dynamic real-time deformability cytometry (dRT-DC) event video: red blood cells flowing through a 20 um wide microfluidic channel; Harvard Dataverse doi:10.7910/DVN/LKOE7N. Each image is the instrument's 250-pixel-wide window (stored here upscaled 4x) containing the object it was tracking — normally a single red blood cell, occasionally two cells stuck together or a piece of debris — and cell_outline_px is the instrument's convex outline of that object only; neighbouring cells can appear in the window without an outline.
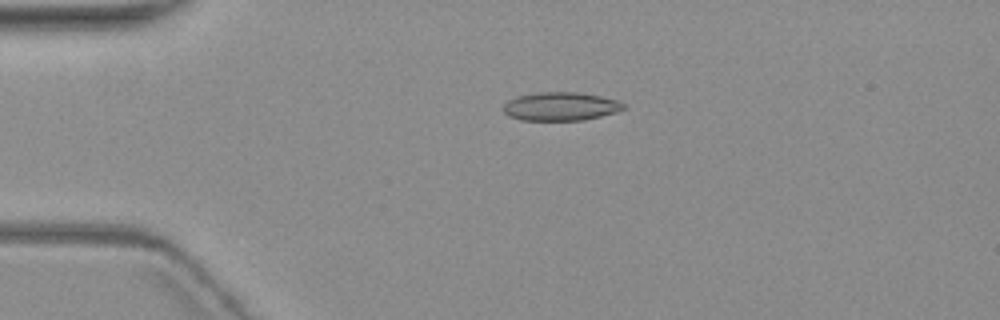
{"species": "common noctule bat (a hibernating species)", "species_latin": "Nyctalus noctula", "temperature_condition": "warm", "stored_images_in_passage": 4, "camera_frame_rate_fps": 3000, "um_per_image_px": 0.085, "animal": {"sex": "female", "body_mass_g": 19.3, "forearm_length_mm": 54.1}, "frame": {"image": 1, "passage_image": 3, "time_ms": 3.333, "image_size_px": [1000, 320], "cell_outline_px": [[624, 108], [616, 112], [584, 120], [520, 120], [508, 116], [504, 112], [504, 104], [508, 100], [520, 96], [536, 92], [576, 92], [600, 96], [616, 100], [624, 104]], "centroid_in_image_um": [47.63, 9.05], "position_along_channel_um": 37.4, "area_um2": 19.77}}